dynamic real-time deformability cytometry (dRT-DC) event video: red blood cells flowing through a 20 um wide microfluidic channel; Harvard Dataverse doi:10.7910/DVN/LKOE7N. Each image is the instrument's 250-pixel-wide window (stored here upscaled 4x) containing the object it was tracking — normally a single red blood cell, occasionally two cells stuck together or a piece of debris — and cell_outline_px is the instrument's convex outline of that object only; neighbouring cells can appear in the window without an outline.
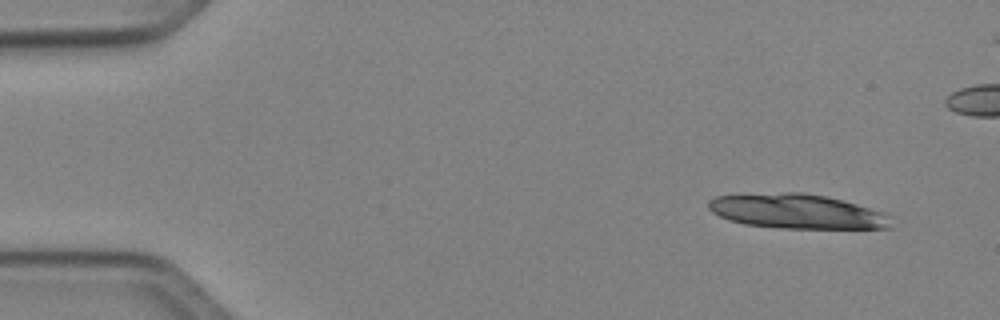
{"species": "Egyptian fruit bat (a non-hibernating species)", "species_latin": "Rousettus aegyptiacus", "temperature_condition": "cold", "stored_images_in_passage": 5, "camera_frame_rate_fps": 3000, "um_per_image_px": 0.085, "animal": {"sex": "female"}, "frame": {"image": 1, "passage_image": 1, "time_ms": 0.0, "image_size_px": [1000, 320], "cell_outline_px": [[896, 216], [892, 228], [784, 228], [744, 224], [728, 220], [712, 212], [708, 208], [708, 200], [716, 196], [784, 192], [804, 192], [824, 196], [856, 204], [884, 212]], "centroid_in_image_um": [67.8, 17.97], "position_along_channel_um": 17.2, "area_um2": 36.93}}
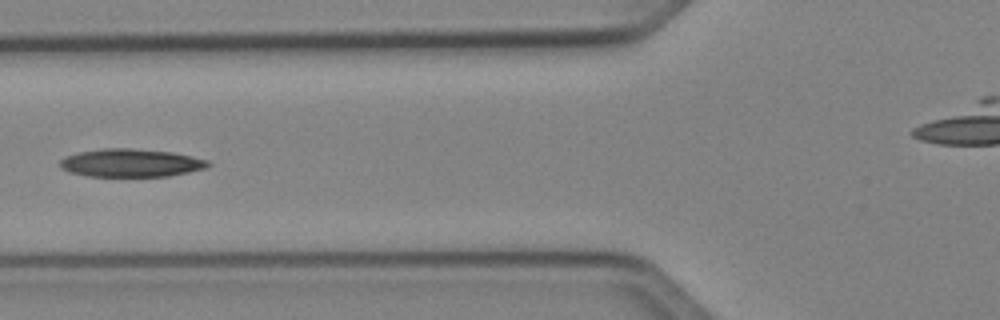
{"frame": {"image": 2, "passage_image": 5, "time_ms": 5.333, "image_size_px": [1000, 320], "cell_outline_px": [[212, 164], [204, 168], [188, 172], [168, 176], [88, 176], [68, 172], [60, 168], [60, 160], [64, 156], [76, 152], [104, 148], [132, 148], [172, 152], [192, 156], [208, 160]], "centroid_in_image_um": [11.08, 13.84], "position_along_channel_um": 114.7, "area_um2": 24.33}}